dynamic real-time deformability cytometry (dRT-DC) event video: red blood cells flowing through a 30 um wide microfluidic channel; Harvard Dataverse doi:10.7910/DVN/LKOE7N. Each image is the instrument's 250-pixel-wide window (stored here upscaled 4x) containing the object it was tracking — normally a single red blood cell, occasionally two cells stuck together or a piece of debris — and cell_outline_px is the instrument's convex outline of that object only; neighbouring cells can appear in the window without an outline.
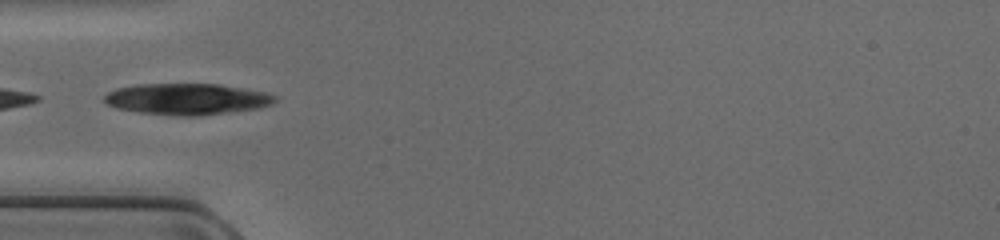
{"species": "common noctule bat (a hibernating species)", "species_latin": "Nyctalus noctula", "temperature_condition": "cold", "stored_images_in_passage": 33, "camera_frame_rate_fps": 3000, "um_per_image_px": 0.085, "animal": {"sex": "female", "body_mass_g": 17.0, "forearm_length_mm": 48.0}, "frame": {"image": 1, "passage_image": 5, "time_ms": 1.333, "image_size_px": [1000, 240], "cell_outline_px": [[276, 100], [272, 104], [260, 108], [196, 116], [176, 116], [140, 112], [116, 108], [108, 104], [104, 100], [104, 96], [108, 92], [116, 88], [136, 84], [216, 84], [264, 92], [276, 96]], "centroid_in_image_um": [15.86, 8.42], "position_along_channel_um": 69.1, "area_um2": 30.92}}
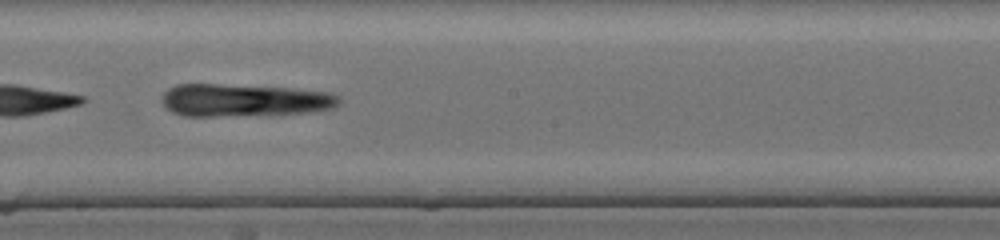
{"frame": {"image": 2, "passage_image": 16, "time_ms": 5.0, "image_size_px": [1000, 240], "cell_outline_px": [[340, 104], [332, 108], [308, 112], [216, 116], [184, 116], [172, 112], [160, 100], [160, 96], [168, 88], [176, 84], [216, 84], [288, 88], [328, 92], [340, 96]], "centroid_in_image_um": [20.7, 8.51], "position_along_channel_um": 227.5, "area_um2": 33.41}}
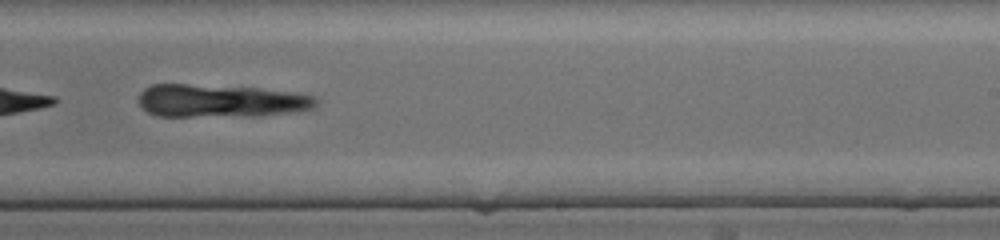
{"frame": {"image": 3, "passage_image": 19, "time_ms": 6.0, "image_size_px": [1000, 240], "cell_outline_px": [[320, 100], [316, 108], [300, 112], [260, 116], [156, 116], [148, 112], [140, 104], [140, 92], [144, 88], [152, 84], [188, 84], [256, 88], [288, 92], [316, 96]], "centroid_in_image_um": [18.83, 8.58], "position_along_channel_um": 270.2, "area_um2": 34.33}}